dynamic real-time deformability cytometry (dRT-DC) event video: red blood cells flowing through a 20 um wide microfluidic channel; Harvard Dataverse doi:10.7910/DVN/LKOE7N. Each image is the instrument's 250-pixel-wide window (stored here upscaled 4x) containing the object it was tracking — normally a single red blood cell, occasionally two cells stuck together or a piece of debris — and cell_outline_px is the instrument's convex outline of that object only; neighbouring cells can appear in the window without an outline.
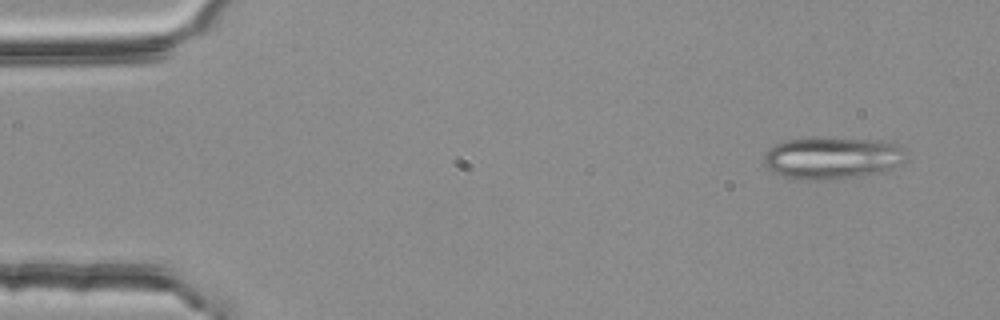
{"species": "common noctule bat (a hibernating species)", "species_latin": "Nyctalus noctula", "temperature_condition": "room temperature", "stored_images_in_passage": 2, "camera_frame_rate_fps": 3000, "um_per_image_px": 0.085, "animal": {"sex": "female", "body_mass_g": 25.1}, "frame": {"image": 1, "passage_image": 2, "time_ms": 0.333, "image_size_px": [1000, 320], "cell_outline_px": [[904, 148], [896, 164], [884, 172], [820, 180], [796, 180], [784, 176], [768, 168], [764, 164], [764, 156], [768, 148], [776, 144], [788, 140], [884, 140], [900, 144]], "centroid_in_image_um": [70.67, 13.45], "position_along_channel_um": 14.3, "area_um2": 33.41}}